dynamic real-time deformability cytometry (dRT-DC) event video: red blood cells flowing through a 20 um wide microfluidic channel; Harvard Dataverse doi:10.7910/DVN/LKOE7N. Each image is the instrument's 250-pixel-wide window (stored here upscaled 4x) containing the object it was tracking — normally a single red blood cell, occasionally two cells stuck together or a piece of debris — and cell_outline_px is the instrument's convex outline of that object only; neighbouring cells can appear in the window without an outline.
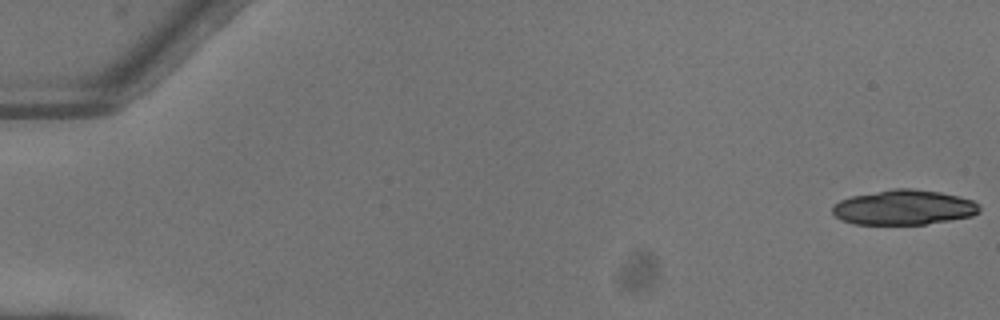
{"species": "common noctule bat (a hibernating species)", "species_latin": "Nyctalus noctula", "temperature_condition": "warm", "stored_images_in_passage": 32, "camera_frame_rate_fps": 3000, "um_per_image_px": 0.085, "animal": {"sex": "female"}, "frame": {"image": 1, "passage_image": 1, "time_ms": 0.0, "image_size_px": [1000, 320], "cell_outline_px": [[980, 212], [972, 216], [924, 224], [852, 224], [840, 220], [832, 212], [832, 204], [840, 200], [852, 196], [892, 188], [912, 188], [940, 192], [972, 200], [980, 204]], "centroid_in_image_um": [76.8, 17.63], "position_along_channel_um": 8.2, "area_um2": 30.0}}
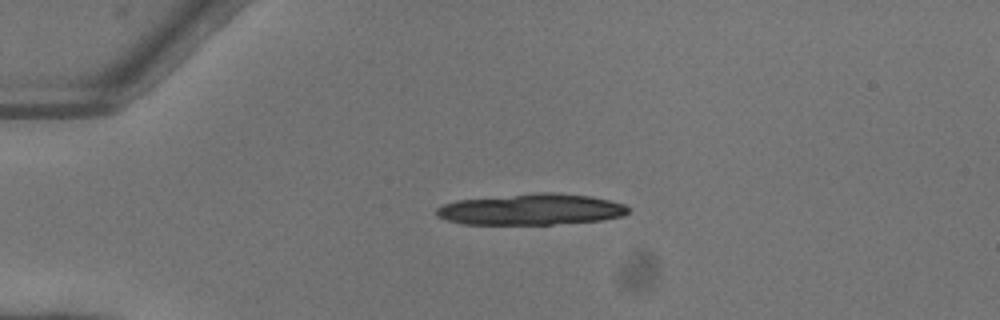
{"frame": {"image": 2, "passage_image": 13, "time_ms": 4.0, "image_size_px": [1000, 320], "cell_outline_px": [[628, 212], [624, 216], [600, 220], [552, 224], [464, 224], [448, 220], [436, 216], [436, 208], [444, 204], [456, 200], [536, 192], [552, 192], [592, 196], [624, 204], [628, 208]], "centroid_in_image_um": [45.14, 17.79], "position_along_channel_um": 39.9, "area_um2": 34.8}}